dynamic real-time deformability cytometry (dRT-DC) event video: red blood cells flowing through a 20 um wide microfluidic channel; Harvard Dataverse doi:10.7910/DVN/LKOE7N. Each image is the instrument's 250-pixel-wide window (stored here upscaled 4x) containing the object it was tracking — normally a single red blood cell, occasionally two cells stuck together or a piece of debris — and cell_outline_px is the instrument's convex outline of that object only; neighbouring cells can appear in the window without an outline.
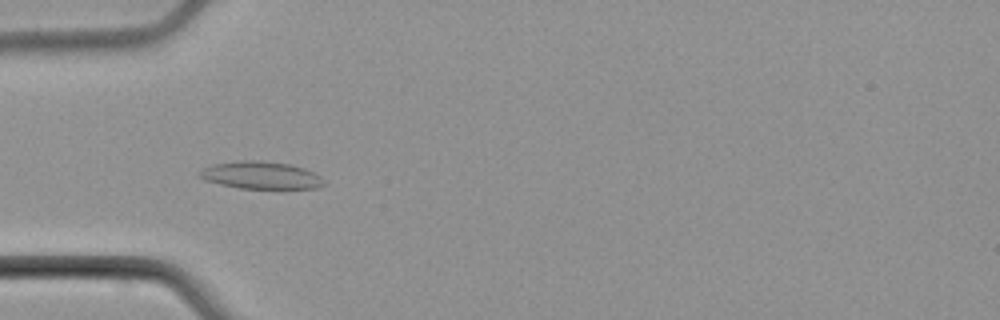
{"species": "common noctule bat (a hibernating species)", "species_latin": "Nyctalus noctula", "temperature_condition": "cold", "stored_images_in_passage": 6, "camera_frame_rate_fps": 3000, "um_per_image_px": 0.085, "animal": {"sex": "male", "body_mass_g": 21.5, "forearm_length_mm": 52.0}, "frame": {"image": 1, "passage_image": 5, "time_ms": 5.0, "image_size_px": [1000, 320], "cell_outline_px": [[324, 184], [316, 188], [240, 188], [220, 184], [204, 180], [196, 176], [196, 172], [200, 168], [212, 164], [240, 160], [260, 160], [292, 164], [304, 168], [320, 176], [324, 180]], "centroid_in_image_um": [22.09, 14.88], "position_along_channel_um": 62.9, "area_um2": 20.11}}
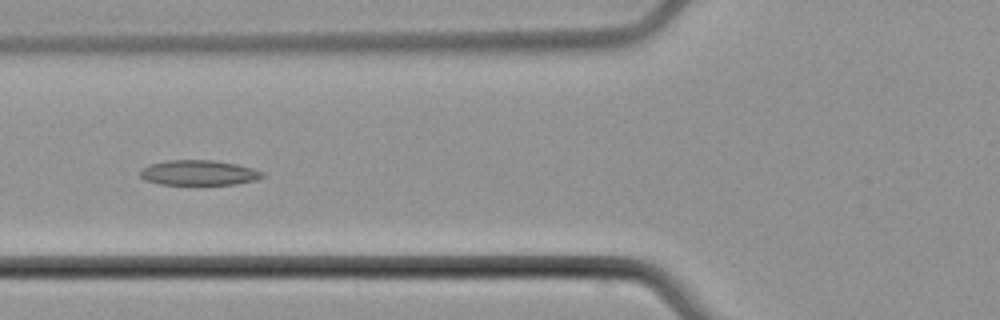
{"frame": {"image": 2, "passage_image": 6, "time_ms": 6.333, "image_size_px": [1000, 320], "cell_outline_px": [[264, 176], [256, 180], [236, 184], [160, 184], [144, 180], [140, 176], [140, 172], [148, 164], [168, 160], [212, 160], [236, 164], [252, 168], [264, 172]], "centroid_in_image_um": [16.89, 14.68], "position_along_channel_um": 108.9, "area_um2": 17.8}}